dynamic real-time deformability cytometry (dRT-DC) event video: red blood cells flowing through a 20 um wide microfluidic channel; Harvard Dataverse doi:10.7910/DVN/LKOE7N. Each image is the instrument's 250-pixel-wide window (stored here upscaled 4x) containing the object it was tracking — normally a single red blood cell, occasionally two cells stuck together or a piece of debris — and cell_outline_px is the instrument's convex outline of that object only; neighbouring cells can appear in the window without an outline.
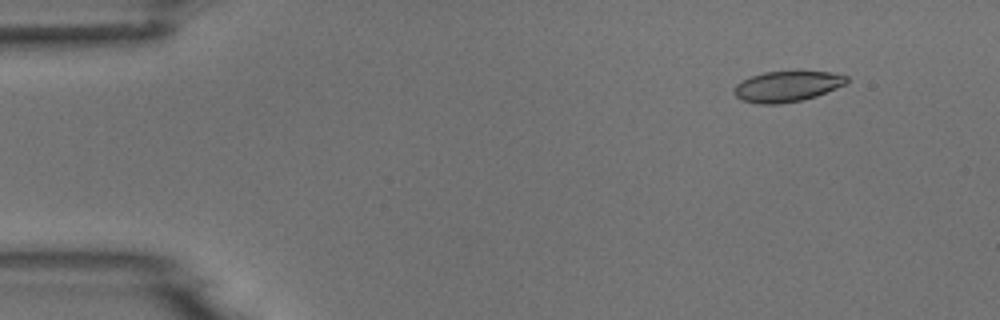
{"species": "common noctule bat (a hibernating species)", "species_latin": "Nyctalus noctula", "temperature_condition": "room temperature", "stored_images_in_passage": 5, "camera_frame_rate_fps": 3000, "um_per_image_px": 0.085, "animal": {"sex": "male", "body_mass_g": 18.8}, "frame": {"image": 1, "passage_image": 2, "time_ms": 1.0, "image_size_px": [1000, 320], "cell_outline_px": [[848, 80], [844, 84], [816, 96], [804, 100], [780, 104], [760, 104], [740, 100], [732, 92], [732, 88], [736, 84], [752, 76], [764, 72], [832, 72], [848, 76]], "centroid_in_image_um": [66.85, 7.36], "position_along_channel_um": 18.1, "area_um2": 20.0}}
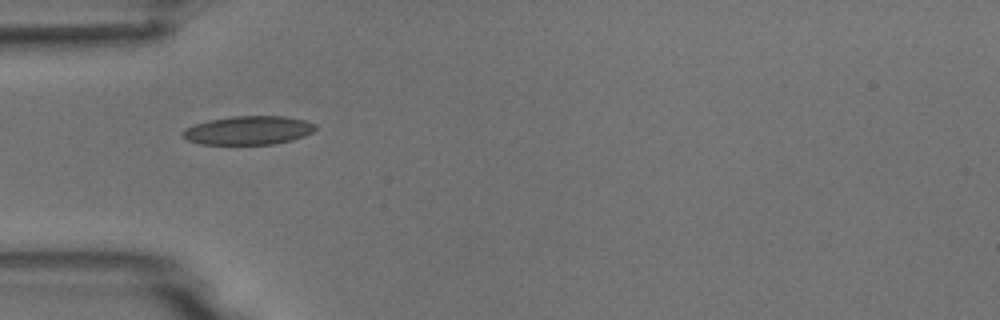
{"frame": {"image": 2, "passage_image": 5, "time_ms": 4.667, "image_size_px": [1000, 320], "cell_outline_px": [[316, 128], [312, 132], [304, 136], [292, 140], [272, 144], [200, 144], [188, 140], [180, 132], [184, 128], [208, 120], [232, 116], [288, 116], [304, 120], [316, 124]], "centroid_in_image_um": [21.12, 11.07], "position_along_channel_um": 63.9, "area_um2": 22.2}}